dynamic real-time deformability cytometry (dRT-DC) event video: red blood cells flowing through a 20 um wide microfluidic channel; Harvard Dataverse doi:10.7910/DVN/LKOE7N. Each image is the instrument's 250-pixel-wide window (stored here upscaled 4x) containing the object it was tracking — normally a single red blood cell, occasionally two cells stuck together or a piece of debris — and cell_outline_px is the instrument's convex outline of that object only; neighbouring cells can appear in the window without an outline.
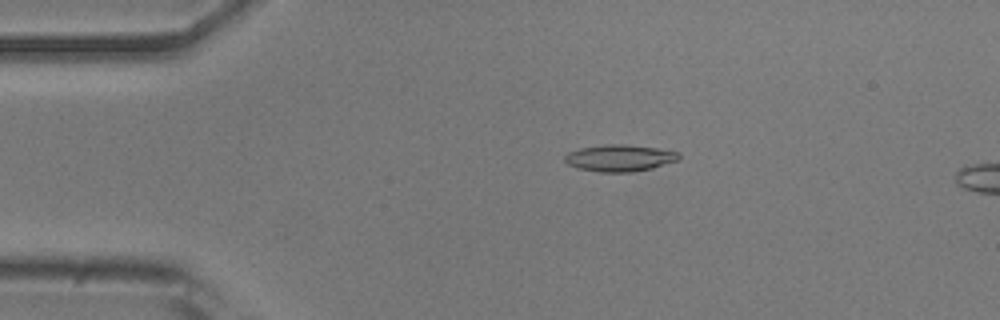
{"species": "common noctule bat (a hibernating species)", "species_latin": "Nyctalus noctula", "temperature_condition": "room temperature", "stored_images_in_passage": 12, "camera_frame_rate_fps": 3000, "um_per_image_px": 0.085, "animal": {"sex": "male", "body_mass_g": 20.5, "forearm_length_mm": 52.5}, "frame": {"image": 1, "passage_image": 9, "time_ms": 2.667, "image_size_px": [1000, 320], "cell_outline_px": [[680, 160], [652, 168], [632, 172], [600, 172], [576, 168], [568, 164], [564, 160], [564, 156], [568, 152], [580, 148], [608, 144], [624, 144], [656, 148], [680, 152]], "centroid_in_image_um": [52.68, 13.43], "position_along_channel_um": 32.3, "area_um2": 17.86}}